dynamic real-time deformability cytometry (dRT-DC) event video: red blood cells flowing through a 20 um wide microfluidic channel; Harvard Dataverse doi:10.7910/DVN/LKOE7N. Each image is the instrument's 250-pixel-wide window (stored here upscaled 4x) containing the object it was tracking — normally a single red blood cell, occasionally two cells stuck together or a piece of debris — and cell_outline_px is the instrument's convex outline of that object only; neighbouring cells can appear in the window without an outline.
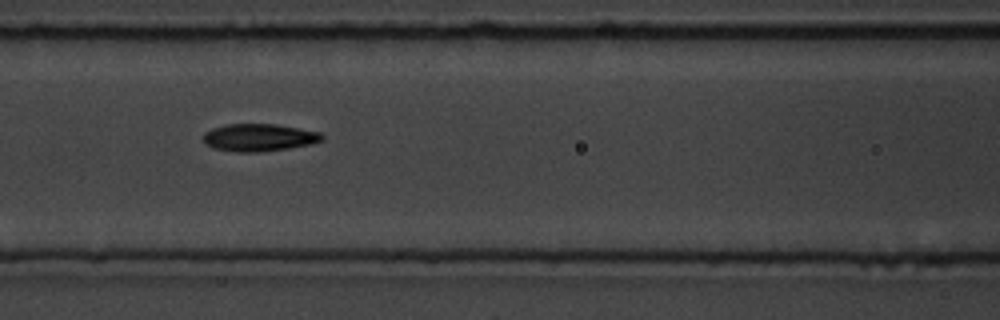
{"species": "common noctule bat (a hibernating species)", "species_latin": "Nyctalus noctula", "temperature_condition": "room temperature", "stored_images_in_passage": 8, "camera_frame_rate_fps": 3000, "um_per_image_px": 0.085, "animal": {"sex": "male", "body_mass_g": 19.5, "forearm_length_mm": 54.6}, "frame": {"image": 1, "passage_image": 7, "time_ms": 7.0, "image_size_px": [1000, 320], "cell_outline_px": [[324, 140], [312, 144], [288, 148], [256, 152], [236, 152], [212, 148], [204, 144], [204, 132], [212, 128], [228, 124], [276, 124], [320, 132], [324, 136]], "centroid_in_image_um": [22.01, 11.69], "position_along_channel_um": 144.6, "area_um2": 19.07}}
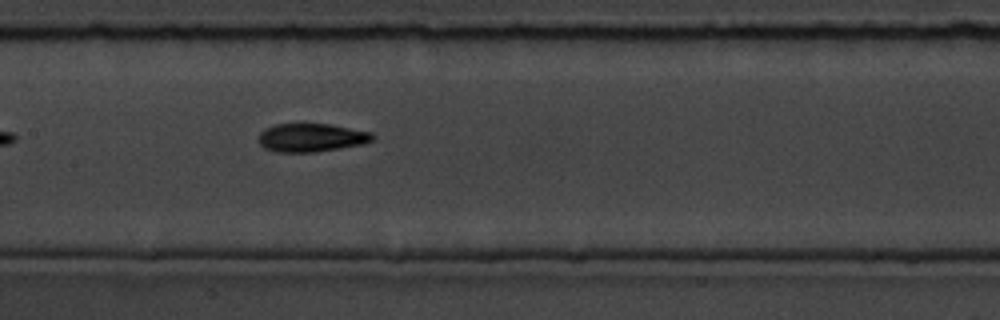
{"frame": {"image": 2, "passage_image": 8, "time_ms": 8.0, "image_size_px": [1000, 320], "cell_outline_px": [[376, 136], [372, 140], [364, 144], [316, 152], [276, 152], [264, 148], [260, 144], [260, 132], [264, 128], [276, 124], [300, 120], [328, 124], [372, 132]], "centroid_in_image_um": [26.44, 11.65], "position_along_channel_um": 181.0, "area_um2": 19.59}}